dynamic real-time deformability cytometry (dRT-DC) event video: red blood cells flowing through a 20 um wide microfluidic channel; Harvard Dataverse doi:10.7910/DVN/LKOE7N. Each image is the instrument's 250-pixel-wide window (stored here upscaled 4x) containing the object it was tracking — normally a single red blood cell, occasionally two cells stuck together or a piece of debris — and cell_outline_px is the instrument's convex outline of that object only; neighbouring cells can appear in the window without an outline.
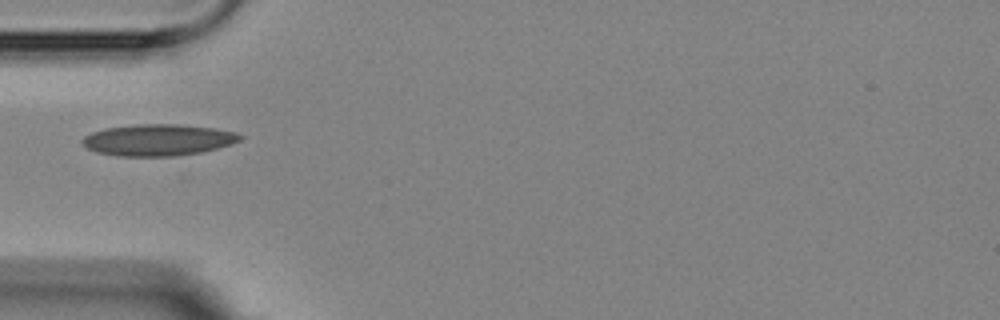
{"species": "Egyptian fruit bat (a non-hibernating species)", "species_latin": "Rousettus aegyptiacus", "temperature_condition": "room temperature", "stored_images_in_passage": 6, "camera_frame_rate_fps": 3000, "um_per_image_px": 0.085, "animal": {"sex": "female"}, "frame": {"image": 1, "passage_image": 6, "time_ms": 6.333, "image_size_px": [1000, 320], "cell_outline_px": [[244, 136], [240, 140], [232, 144], [200, 152], [176, 156], [116, 156], [96, 152], [80, 144], [80, 140], [84, 136], [92, 132], [104, 128], [136, 124], [176, 124], [216, 128], [236, 132]], "centroid_in_image_um": [13.41, 11.89], "position_along_channel_um": 71.6, "area_um2": 29.19}}